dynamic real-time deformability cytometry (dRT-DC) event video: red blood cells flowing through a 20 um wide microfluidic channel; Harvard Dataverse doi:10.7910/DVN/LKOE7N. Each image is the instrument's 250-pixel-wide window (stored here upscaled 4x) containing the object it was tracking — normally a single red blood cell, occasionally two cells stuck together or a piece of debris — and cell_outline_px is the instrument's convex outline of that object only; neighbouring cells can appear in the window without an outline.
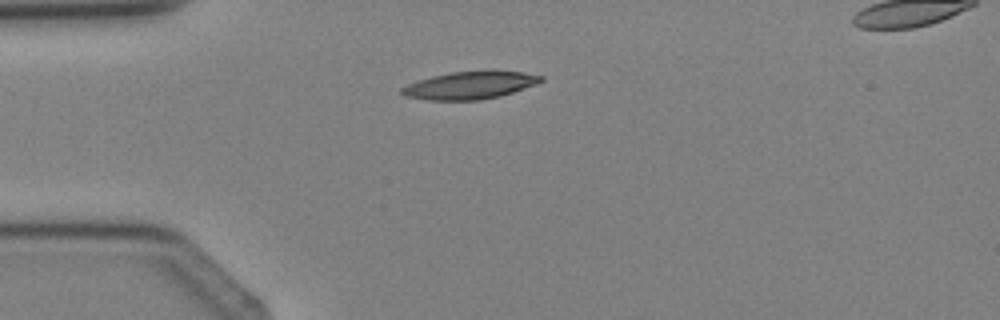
{"species": "Egyptian fruit bat (a non-hibernating species)", "species_latin": "Rousettus aegyptiacus", "temperature_condition": "cold", "stored_images_in_passage": 2, "camera_frame_rate_fps": 3000, "um_per_image_px": 0.085, "animal": {"sex": "female"}, "frame": {"image": 1, "passage_image": 1, "time_ms": 0.0, "image_size_px": [1000, 320], "cell_outline_px": [[544, 80], [536, 84], [500, 96], [480, 100], [428, 100], [404, 96], [400, 92], [400, 88], [408, 84], [432, 76], [452, 72], [488, 68], [524, 72], [544, 76]], "centroid_in_image_um": [39.99, 7.21], "position_along_channel_um": 45.0, "area_um2": 22.95}}